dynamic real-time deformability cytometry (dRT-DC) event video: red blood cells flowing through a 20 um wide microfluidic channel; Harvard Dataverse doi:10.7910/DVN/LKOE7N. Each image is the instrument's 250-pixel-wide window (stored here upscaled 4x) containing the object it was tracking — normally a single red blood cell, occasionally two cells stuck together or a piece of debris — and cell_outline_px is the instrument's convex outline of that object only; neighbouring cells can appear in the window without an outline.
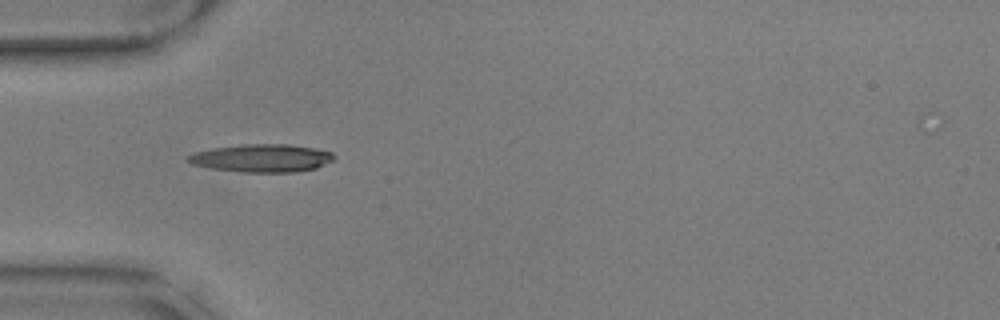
{"species": "common noctule bat (a hibernating species)", "species_latin": "Nyctalus noctula", "temperature_condition": "warm", "stored_images_in_passage": 40, "camera_frame_rate_fps": 3000, "um_per_image_px": 0.085, "animal": {"sex": "male", "body_mass_g": 17.9, "forearm_length_mm": 54.2}, "frame": {"image": 1, "passage_image": 1, "time_ms": 0.0, "image_size_px": [1000, 320], "cell_outline_px": [[336, 156], [332, 160], [316, 168], [296, 172], [240, 172], [208, 168], [192, 164], [184, 160], [184, 156], [196, 152], [212, 148], [244, 144], [288, 144], [316, 148], [332, 152]], "centroid_in_image_um": [22.21, 13.44], "position_along_channel_um": 62.8, "area_um2": 23.99}}
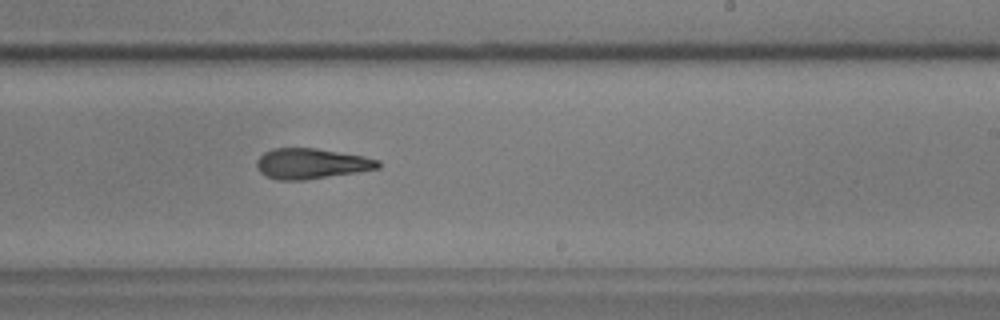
{"frame": {"image": 2, "passage_image": 18, "time_ms": 5.667, "image_size_px": [1000, 320], "cell_outline_px": [[380, 168], [356, 172], [304, 180], [276, 180], [260, 172], [256, 168], [256, 160], [264, 152], [272, 148], [316, 148], [364, 156], [380, 160]], "centroid_in_image_um": [26.44, 13.9], "position_along_channel_um": 262.6, "area_um2": 21.56}, "authors_computed_cell_mechanics": {"area_um2": 21.8773, "velocity_mm_per_s": 3.5481, "shape_relaxation_time_tau1_ms": null, "shape_relaxation_time_tau2_ms": 3.5099, "deformation_change_tau1": null, "deformation_change_tau2": 0.1502}}